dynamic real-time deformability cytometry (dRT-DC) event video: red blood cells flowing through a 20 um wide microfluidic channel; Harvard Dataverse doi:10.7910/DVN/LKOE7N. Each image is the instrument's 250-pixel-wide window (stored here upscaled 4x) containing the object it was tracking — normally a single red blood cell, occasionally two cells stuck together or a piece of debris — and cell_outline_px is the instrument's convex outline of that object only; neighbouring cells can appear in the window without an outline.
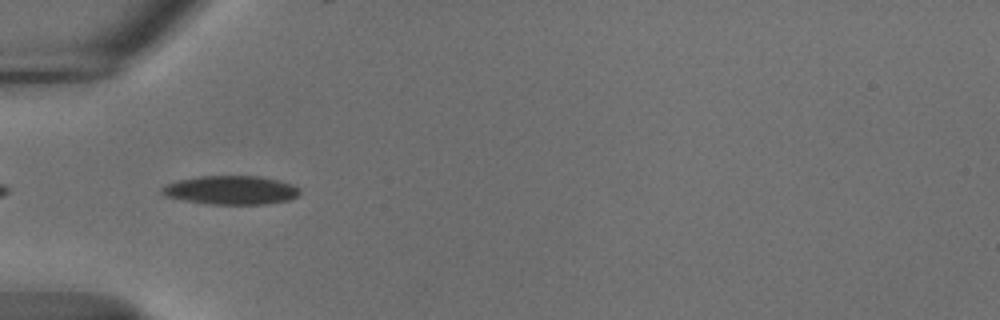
{"species": "common noctule bat (a hibernating species)", "species_latin": "Nyctalus noctula", "temperature_condition": "cold", "stored_images_in_passage": 39, "camera_frame_rate_fps": 3000, "um_per_image_px": 0.085, "animal": {"sex": "male", "body_mass_g": 18.8}, "frame": {"image": 1, "passage_image": 2, "time_ms": 0.333, "image_size_px": [1000, 320], "cell_outline_px": [[300, 192], [296, 196], [288, 200], [264, 204], [208, 204], [184, 200], [168, 196], [160, 192], [160, 188], [168, 184], [180, 180], [200, 176], [260, 176], [292, 184], [300, 188]], "centroid_in_image_um": [19.64, 16.16], "position_along_channel_um": 65.4, "area_um2": 22.83}}
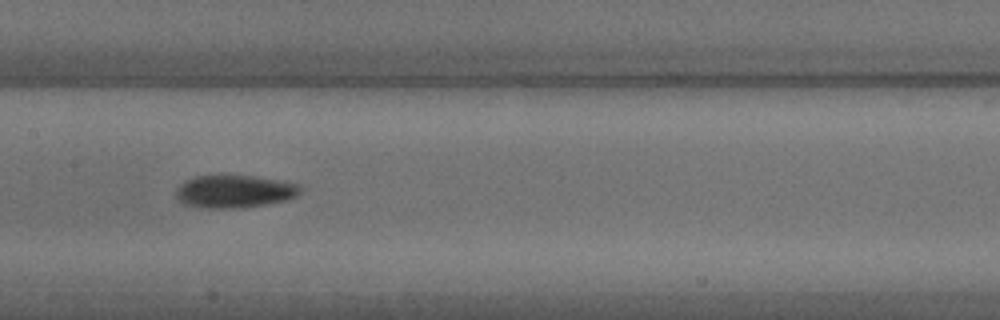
{"frame": {"image": 2, "passage_image": 12, "time_ms": 3.667, "image_size_px": [1000, 320], "cell_outline_px": [[304, 188], [296, 196], [288, 200], [240, 208], [200, 208], [184, 204], [176, 196], [176, 192], [180, 184], [184, 180], [192, 176], [220, 172], [224, 172], [252, 176], [276, 180], [296, 184]], "centroid_in_image_um": [19.86, 16.23], "position_along_channel_um": 187.5, "area_um2": 24.51}}
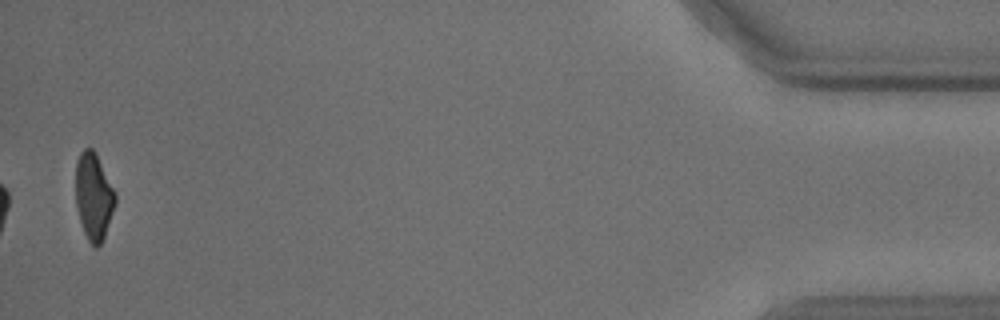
{"frame": {"image": 3, "passage_image": 38, "time_ms": 12.333, "image_size_px": [1000, 320], "cell_outline_px": [[116, 204], [104, 236], [100, 244], [96, 248], [88, 240], [84, 232], [76, 208], [76, 160], [80, 152], [84, 148], [92, 148], [96, 152], [116, 192]], "centroid_in_image_um": [7.97, 16.65], "position_along_channel_um": 427.2, "area_um2": 20.17}, "authors_computed_cell_mechanics": {"area_um2": 22.3686, "velocity_mm_per_s": 3.7016, "shape_relaxation_time_tau1_ms": 5.1562, "shape_relaxation_time_tau2_ms": null, "deformation_change_tau1": 0.1303, "deformation_change_tau2": null}}